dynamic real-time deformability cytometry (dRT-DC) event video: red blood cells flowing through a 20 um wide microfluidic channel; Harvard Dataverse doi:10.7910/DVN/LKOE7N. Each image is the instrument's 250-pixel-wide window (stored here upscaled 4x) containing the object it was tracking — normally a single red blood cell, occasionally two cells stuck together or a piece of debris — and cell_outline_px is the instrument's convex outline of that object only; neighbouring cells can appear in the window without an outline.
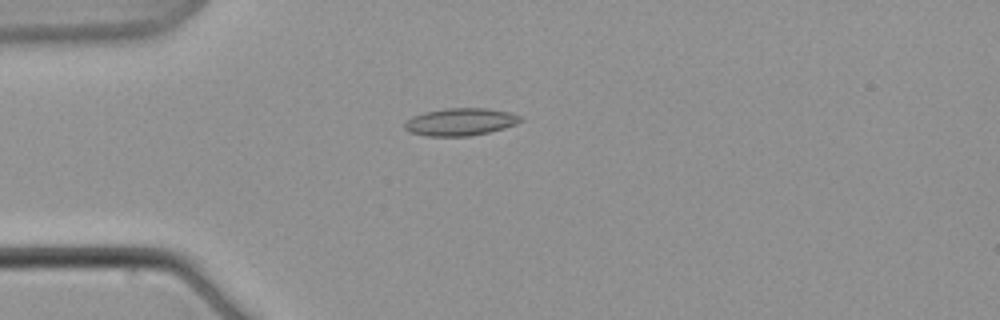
{"species": "common noctule bat (a hibernating species)", "species_latin": "Nyctalus noctula", "temperature_condition": "warm", "stored_images_in_passage": 4, "camera_frame_rate_fps": 3000, "um_per_image_px": 0.085, "animal": {"sex": "male", "body_mass_g": 21.5, "forearm_length_mm": 52.0}, "frame": {"image": 1, "passage_image": 2, "time_ms": 1.0, "image_size_px": [1000, 320], "cell_outline_px": [[524, 120], [516, 124], [504, 128], [472, 136], [428, 136], [408, 132], [404, 128], [404, 124], [412, 116], [424, 112], [444, 108], [488, 108], [512, 112], [524, 116]], "centroid_in_image_um": [39.18, 10.35], "position_along_channel_um": 45.8, "area_um2": 18.84}}
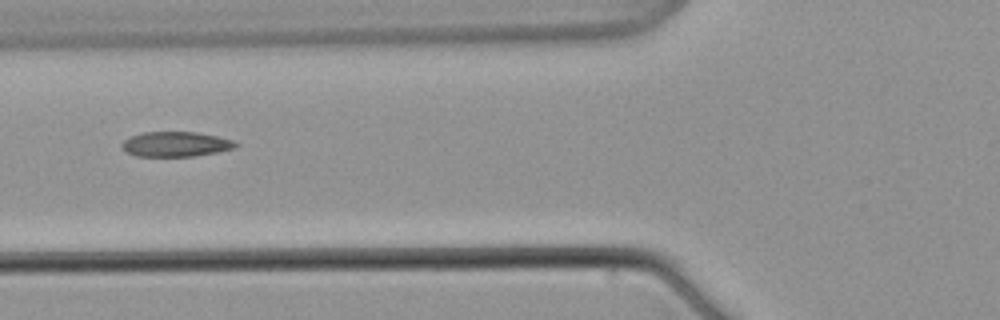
{"frame": {"image": 2, "passage_image": 4, "time_ms": 4.0, "image_size_px": [1000, 320], "cell_outline_px": [[240, 144], [236, 148], [216, 152], [192, 156], [136, 156], [120, 148], [120, 144], [124, 140], [132, 136], [144, 132], [196, 132], [216, 136], [232, 140]], "centroid_in_image_um": [14.93, 12.25], "position_along_channel_um": 110.9, "area_um2": 16.47}}